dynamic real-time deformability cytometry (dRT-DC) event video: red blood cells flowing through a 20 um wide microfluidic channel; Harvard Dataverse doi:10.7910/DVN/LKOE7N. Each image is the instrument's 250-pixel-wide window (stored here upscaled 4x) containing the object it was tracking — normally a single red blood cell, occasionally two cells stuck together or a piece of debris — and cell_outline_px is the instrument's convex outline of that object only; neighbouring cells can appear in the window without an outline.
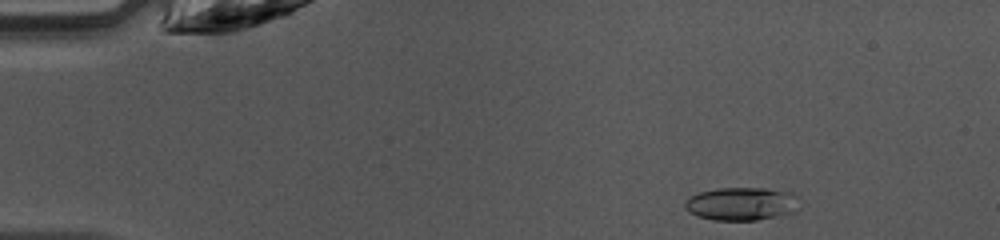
{"species": "common noctule bat (a hibernating species)", "species_latin": "Nyctalus noctula", "temperature_condition": "warm", "stored_images_in_passage": 43, "camera_frame_rate_fps": 3000, "um_per_image_px": 0.085, "animal": {"sex": "female", "body_mass_g": 10.0, "forearm_length_mm": 53.1}, "frame": {"image": 1, "passage_image": 3, "time_ms": 0.667, "image_size_px": [1000, 240], "cell_outline_px": [[800, 208], [796, 212], [756, 220], [712, 220], [696, 216], [688, 212], [684, 208], [684, 200], [688, 196], [700, 192], [716, 188], [764, 188], [792, 192], [796, 196]], "centroid_in_image_um": [63.0, 17.32], "position_along_channel_um": 22.0, "area_um2": 22.48}}
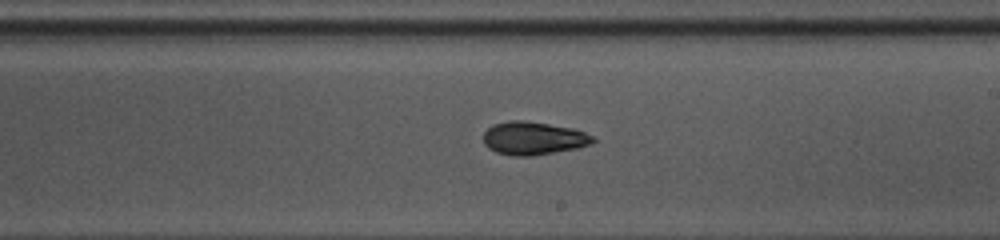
{"frame": {"image": 2, "passage_image": 24, "time_ms": 7.667, "image_size_px": [1000, 240], "cell_outline_px": [[596, 140], [592, 144], [576, 148], [532, 156], [512, 156], [496, 152], [488, 148], [484, 144], [484, 132], [492, 124], [508, 120], [524, 120], [572, 128], [596, 136]], "centroid_in_image_um": [45.33, 11.75], "position_along_channel_um": 243.7, "area_um2": 21.27}}
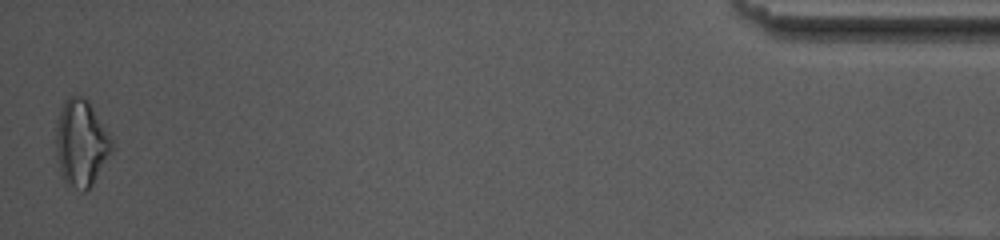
{"frame": {"image": 3, "passage_image": 43, "time_ms": 14.0, "image_size_px": [1000, 240], "cell_outline_px": [[112, 148], [92, 184], [84, 192], [80, 192], [64, 184], [60, 172], [56, 156], [56, 124], [64, 100], [68, 96], [84, 96], [88, 100], [108, 132], [112, 140]], "centroid_in_image_um": [6.85, 12.17], "position_along_channel_um": 428.3, "area_um2": 28.09}, "authors_computed_cell_mechanics": {"area_um2": 20.9236, "velocity_mm_per_s": 4.2393, "shape_relaxation_time_tau1_ms": 2.3722, "shape_relaxation_time_tau2_ms": 1.6717, "deformation_change_tau1": 0.1491, "deformation_change_tau2": 0.0729}}